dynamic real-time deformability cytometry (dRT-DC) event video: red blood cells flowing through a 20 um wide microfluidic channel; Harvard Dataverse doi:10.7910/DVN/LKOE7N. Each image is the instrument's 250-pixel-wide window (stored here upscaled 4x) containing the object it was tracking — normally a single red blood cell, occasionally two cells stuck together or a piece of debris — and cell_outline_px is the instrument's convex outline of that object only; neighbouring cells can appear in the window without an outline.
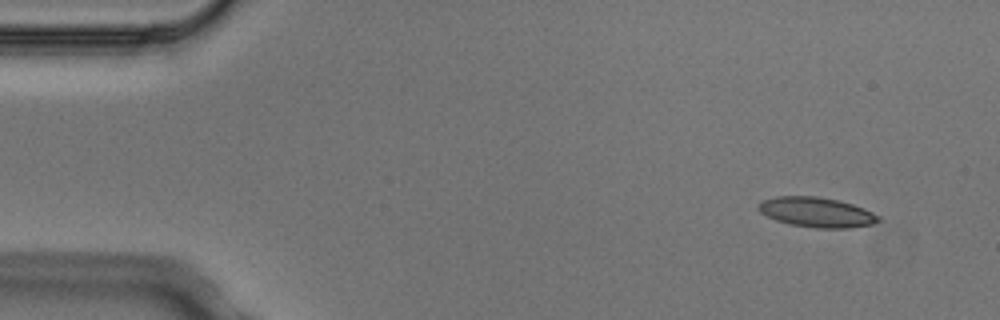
{"species": "Egyptian fruit bat (a non-hibernating species)", "species_latin": "Rousettus aegyptiacus", "temperature_condition": "cold", "stored_images_in_passage": 3, "camera_frame_rate_fps": 3000, "um_per_image_px": 0.085, "animal": {"sex": "male"}, "frame": {"image": 1, "passage_image": 1, "time_ms": 0.0, "image_size_px": [1000, 320], "cell_outline_px": [[880, 220], [872, 224], [848, 228], [816, 228], [788, 224], [776, 220], [760, 212], [756, 208], [756, 204], [760, 200], [776, 196], [816, 196], [836, 200], [852, 204], [864, 208], [880, 216]], "centroid_in_image_um": [69.36, 18.03], "position_along_channel_um": 15.6, "area_um2": 21.04}}
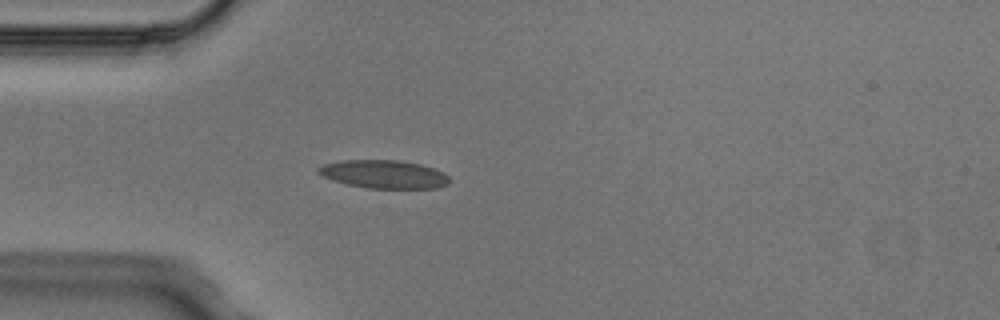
{"frame": {"image": 2, "passage_image": 3, "time_ms": 0.667, "image_size_px": [1000, 320], "cell_outline_px": [[452, 180], [448, 184], [436, 188], [368, 188], [348, 184], [332, 180], [316, 172], [316, 168], [324, 164], [344, 160], [396, 160], [420, 164], [444, 172]], "centroid_in_image_um": [32.65, 14.81], "position_along_channel_um": 52.4, "area_um2": 21.5}}